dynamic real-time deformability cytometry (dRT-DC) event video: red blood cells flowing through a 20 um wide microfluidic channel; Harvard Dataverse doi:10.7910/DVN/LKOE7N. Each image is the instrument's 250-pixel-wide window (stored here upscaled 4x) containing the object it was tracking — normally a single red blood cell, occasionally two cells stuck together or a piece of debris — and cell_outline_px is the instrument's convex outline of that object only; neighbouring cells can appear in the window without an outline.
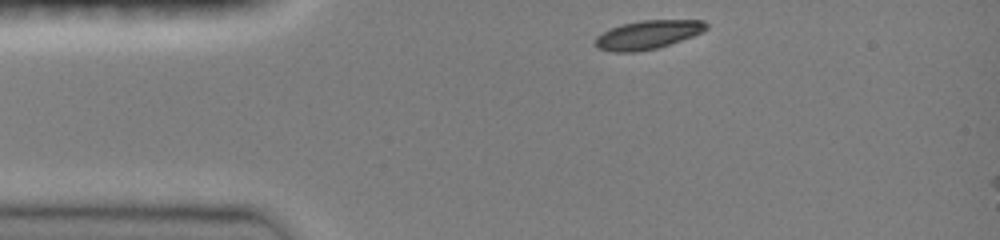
{"species": "common noctule bat (a hibernating species)", "species_latin": "Nyctalus noctula", "temperature_condition": "room temperature", "stored_images_in_passage": 5, "segment_of_instrument_passage": [1, 2], "camera_frame_rate_fps": 3000, "um_per_image_px": 0.085, "animal": {"sex": "female", "body_mass_g": 19.0, "forearm_length_mm": 51.5}, "frame": {"image": 1, "passage_image": 1, "time_ms": 0.0, "image_size_px": [1000, 240], "cell_outline_px": [[708, 28], [692, 36], [656, 48], [636, 52], [612, 52], [596, 48], [592, 44], [596, 36], [612, 28], [624, 24], [640, 20], [704, 20], [708, 24]], "centroid_in_image_um": [55.01, 2.96], "position_along_channel_um": 30.0, "area_um2": 18.44}}